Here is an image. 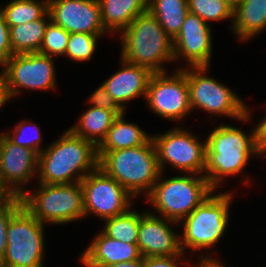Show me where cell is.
<instances>
[{
    "label": "cell",
    "mask_w": 266,
    "mask_h": 267,
    "mask_svg": "<svg viewBox=\"0 0 266 267\" xmlns=\"http://www.w3.org/2000/svg\"><path fill=\"white\" fill-rule=\"evenodd\" d=\"M97 147L69 128L38 155L37 183L81 182L98 167Z\"/></svg>",
    "instance_id": "obj_1"
},
{
    "label": "cell",
    "mask_w": 266,
    "mask_h": 267,
    "mask_svg": "<svg viewBox=\"0 0 266 267\" xmlns=\"http://www.w3.org/2000/svg\"><path fill=\"white\" fill-rule=\"evenodd\" d=\"M250 131L221 123L206 137L204 176L215 191L229 177L242 175L252 157L258 156L255 127Z\"/></svg>",
    "instance_id": "obj_2"
},
{
    "label": "cell",
    "mask_w": 266,
    "mask_h": 267,
    "mask_svg": "<svg viewBox=\"0 0 266 267\" xmlns=\"http://www.w3.org/2000/svg\"><path fill=\"white\" fill-rule=\"evenodd\" d=\"M120 37V58L129 63L159 73L168 71L165 62H174L173 40L149 11L134 18Z\"/></svg>",
    "instance_id": "obj_3"
},
{
    "label": "cell",
    "mask_w": 266,
    "mask_h": 267,
    "mask_svg": "<svg viewBox=\"0 0 266 267\" xmlns=\"http://www.w3.org/2000/svg\"><path fill=\"white\" fill-rule=\"evenodd\" d=\"M98 167L114 178L134 198L152 190L161 173L152 138L144 145L113 151H97Z\"/></svg>",
    "instance_id": "obj_4"
},
{
    "label": "cell",
    "mask_w": 266,
    "mask_h": 267,
    "mask_svg": "<svg viewBox=\"0 0 266 267\" xmlns=\"http://www.w3.org/2000/svg\"><path fill=\"white\" fill-rule=\"evenodd\" d=\"M163 174L160 173L145 200L156 211L149 212L176 223L182 222L215 191L204 175L184 173L164 179Z\"/></svg>",
    "instance_id": "obj_5"
},
{
    "label": "cell",
    "mask_w": 266,
    "mask_h": 267,
    "mask_svg": "<svg viewBox=\"0 0 266 267\" xmlns=\"http://www.w3.org/2000/svg\"><path fill=\"white\" fill-rule=\"evenodd\" d=\"M215 192L179 223L183 226L180 234L183 253L187 252V248L199 252L202 249L208 250L219 243L225 234L229 226L230 206L235 195L233 191L217 194Z\"/></svg>",
    "instance_id": "obj_6"
},
{
    "label": "cell",
    "mask_w": 266,
    "mask_h": 267,
    "mask_svg": "<svg viewBox=\"0 0 266 267\" xmlns=\"http://www.w3.org/2000/svg\"><path fill=\"white\" fill-rule=\"evenodd\" d=\"M38 184L21 196L24 208L43 224H68L85 218L81 183Z\"/></svg>",
    "instance_id": "obj_7"
},
{
    "label": "cell",
    "mask_w": 266,
    "mask_h": 267,
    "mask_svg": "<svg viewBox=\"0 0 266 267\" xmlns=\"http://www.w3.org/2000/svg\"><path fill=\"white\" fill-rule=\"evenodd\" d=\"M208 70L209 67H186L192 111L198 108L209 116H226L249 123L252 118L251 108L231 88L207 75Z\"/></svg>",
    "instance_id": "obj_8"
},
{
    "label": "cell",
    "mask_w": 266,
    "mask_h": 267,
    "mask_svg": "<svg viewBox=\"0 0 266 267\" xmlns=\"http://www.w3.org/2000/svg\"><path fill=\"white\" fill-rule=\"evenodd\" d=\"M44 226L22 206L7 226V246L0 267H44Z\"/></svg>",
    "instance_id": "obj_9"
},
{
    "label": "cell",
    "mask_w": 266,
    "mask_h": 267,
    "mask_svg": "<svg viewBox=\"0 0 266 267\" xmlns=\"http://www.w3.org/2000/svg\"><path fill=\"white\" fill-rule=\"evenodd\" d=\"M154 142L158 165L164 172L166 164L173 166L180 173L204 175L206 166V139L202 142L196 134L173 127L164 133L151 135Z\"/></svg>",
    "instance_id": "obj_10"
},
{
    "label": "cell",
    "mask_w": 266,
    "mask_h": 267,
    "mask_svg": "<svg viewBox=\"0 0 266 267\" xmlns=\"http://www.w3.org/2000/svg\"><path fill=\"white\" fill-rule=\"evenodd\" d=\"M172 74L154 73L149 81L145 100L152 113L170 121L181 122L192 112L186 68L182 66Z\"/></svg>",
    "instance_id": "obj_11"
},
{
    "label": "cell",
    "mask_w": 266,
    "mask_h": 267,
    "mask_svg": "<svg viewBox=\"0 0 266 267\" xmlns=\"http://www.w3.org/2000/svg\"><path fill=\"white\" fill-rule=\"evenodd\" d=\"M6 89L9 99L23 90H54L57 86L53 57L34 52L14 54L5 63ZM24 88V89H23Z\"/></svg>",
    "instance_id": "obj_12"
},
{
    "label": "cell",
    "mask_w": 266,
    "mask_h": 267,
    "mask_svg": "<svg viewBox=\"0 0 266 267\" xmlns=\"http://www.w3.org/2000/svg\"><path fill=\"white\" fill-rule=\"evenodd\" d=\"M80 183L85 218L96 214L97 217L106 220L123 214L132 207L134 197L99 167Z\"/></svg>",
    "instance_id": "obj_13"
},
{
    "label": "cell",
    "mask_w": 266,
    "mask_h": 267,
    "mask_svg": "<svg viewBox=\"0 0 266 267\" xmlns=\"http://www.w3.org/2000/svg\"><path fill=\"white\" fill-rule=\"evenodd\" d=\"M38 154L11 142L5 135L0 146V187L7 195L22 196L37 178ZM35 177V178H34Z\"/></svg>",
    "instance_id": "obj_14"
},
{
    "label": "cell",
    "mask_w": 266,
    "mask_h": 267,
    "mask_svg": "<svg viewBox=\"0 0 266 267\" xmlns=\"http://www.w3.org/2000/svg\"><path fill=\"white\" fill-rule=\"evenodd\" d=\"M210 27L198 15L188 12L180 32L173 39L174 62L182 59L187 63L185 67H210L213 52Z\"/></svg>",
    "instance_id": "obj_15"
},
{
    "label": "cell",
    "mask_w": 266,
    "mask_h": 267,
    "mask_svg": "<svg viewBox=\"0 0 266 267\" xmlns=\"http://www.w3.org/2000/svg\"><path fill=\"white\" fill-rule=\"evenodd\" d=\"M50 19L68 33L106 34L99 0H49Z\"/></svg>",
    "instance_id": "obj_16"
},
{
    "label": "cell",
    "mask_w": 266,
    "mask_h": 267,
    "mask_svg": "<svg viewBox=\"0 0 266 267\" xmlns=\"http://www.w3.org/2000/svg\"><path fill=\"white\" fill-rule=\"evenodd\" d=\"M141 212L138 231V249L142 257L173 256L182 254L180 234L174 228V221L155 215L149 211Z\"/></svg>",
    "instance_id": "obj_17"
},
{
    "label": "cell",
    "mask_w": 266,
    "mask_h": 267,
    "mask_svg": "<svg viewBox=\"0 0 266 267\" xmlns=\"http://www.w3.org/2000/svg\"><path fill=\"white\" fill-rule=\"evenodd\" d=\"M121 68L102 84L111 97L124 109L135 98H146L149 81L154 73L147 68L120 59Z\"/></svg>",
    "instance_id": "obj_18"
},
{
    "label": "cell",
    "mask_w": 266,
    "mask_h": 267,
    "mask_svg": "<svg viewBox=\"0 0 266 267\" xmlns=\"http://www.w3.org/2000/svg\"><path fill=\"white\" fill-rule=\"evenodd\" d=\"M79 257L83 266L97 267L134 261L142 256L137 244L117 241L100 231Z\"/></svg>",
    "instance_id": "obj_19"
},
{
    "label": "cell",
    "mask_w": 266,
    "mask_h": 267,
    "mask_svg": "<svg viewBox=\"0 0 266 267\" xmlns=\"http://www.w3.org/2000/svg\"><path fill=\"white\" fill-rule=\"evenodd\" d=\"M105 31L121 34L138 15L148 11V0H99Z\"/></svg>",
    "instance_id": "obj_20"
},
{
    "label": "cell",
    "mask_w": 266,
    "mask_h": 267,
    "mask_svg": "<svg viewBox=\"0 0 266 267\" xmlns=\"http://www.w3.org/2000/svg\"><path fill=\"white\" fill-rule=\"evenodd\" d=\"M126 110H106L90 106L69 129L79 137L98 147L106 137L114 120Z\"/></svg>",
    "instance_id": "obj_21"
},
{
    "label": "cell",
    "mask_w": 266,
    "mask_h": 267,
    "mask_svg": "<svg viewBox=\"0 0 266 267\" xmlns=\"http://www.w3.org/2000/svg\"><path fill=\"white\" fill-rule=\"evenodd\" d=\"M230 31L244 42L266 29V0H245L235 11Z\"/></svg>",
    "instance_id": "obj_22"
},
{
    "label": "cell",
    "mask_w": 266,
    "mask_h": 267,
    "mask_svg": "<svg viewBox=\"0 0 266 267\" xmlns=\"http://www.w3.org/2000/svg\"><path fill=\"white\" fill-rule=\"evenodd\" d=\"M125 114L119 115L112 123L97 151H113L144 145L150 138L138 124L125 120Z\"/></svg>",
    "instance_id": "obj_23"
},
{
    "label": "cell",
    "mask_w": 266,
    "mask_h": 267,
    "mask_svg": "<svg viewBox=\"0 0 266 267\" xmlns=\"http://www.w3.org/2000/svg\"><path fill=\"white\" fill-rule=\"evenodd\" d=\"M48 20L49 12L42 19L9 27L13 54L39 52Z\"/></svg>",
    "instance_id": "obj_24"
},
{
    "label": "cell",
    "mask_w": 266,
    "mask_h": 267,
    "mask_svg": "<svg viewBox=\"0 0 266 267\" xmlns=\"http://www.w3.org/2000/svg\"><path fill=\"white\" fill-rule=\"evenodd\" d=\"M148 11L173 40L189 12L188 0H148Z\"/></svg>",
    "instance_id": "obj_25"
},
{
    "label": "cell",
    "mask_w": 266,
    "mask_h": 267,
    "mask_svg": "<svg viewBox=\"0 0 266 267\" xmlns=\"http://www.w3.org/2000/svg\"><path fill=\"white\" fill-rule=\"evenodd\" d=\"M9 27L42 19L49 12V0H10L2 9Z\"/></svg>",
    "instance_id": "obj_26"
},
{
    "label": "cell",
    "mask_w": 266,
    "mask_h": 267,
    "mask_svg": "<svg viewBox=\"0 0 266 267\" xmlns=\"http://www.w3.org/2000/svg\"><path fill=\"white\" fill-rule=\"evenodd\" d=\"M140 218L141 212L131 207L123 214L104 220L101 231L117 241L137 244Z\"/></svg>",
    "instance_id": "obj_27"
},
{
    "label": "cell",
    "mask_w": 266,
    "mask_h": 267,
    "mask_svg": "<svg viewBox=\"0 0 266 267\" xmlns=\"http://www.w3.org/2000/svg\"><path fill=\"white\" fill-rule=\"evenodd\" d=\"M40 127L30 120H23L16 123L12 131L4 133L5 136L14 144L23 146L35 151L38 155L44 150L42 148L43 137Z\"/></svg>",
    "instance_id": "obj_28"
},
{
    "label": "cell",
    "mask_w": 266,
    "mask_h": 267,
    "mask_svg": "<svg viewBox=\"0 0 266 267\" xmlns=\"http://www.w3.org/2000/svg\"><path fill=\"white\" fill-rule=\"evenodd\" d=\"M189 12L208 21L234 20V11L224 0H188Z\"/></svg>",
    "instance_id": "obj_29"
},
{
    "label": "cell",
    "mask_w": 266,
    "mask_h": 267,
    "mask_svg": "<svg viewBox=\"0 0 266 267\" xmlns=\"http://www.w3.org/2000/svg\"><path fill=\"white\" fill-rule=\"evenodd\" d=\"M103 34L70 33L65 57L75 62L89 61L97 48V41Z\"/></svg>",
    "instance_id": "obj_30"
},
{
    "label": "cell",
    "mask_w": 266,
    "mask_h": 267,
    "mask_svg": "<svg viewBox=\"0 0 266 267\" xmlns=\"http://www.w3.org/2000/svg\"><path fill=\"white\" fill-rule=\"evenodd\" d=\"M69 37L70 33L61 26L55 24L52 20H49L39 53L53 58L54 56H64Z\"/></svg>",
    "instance_id": "obj_31"
},
{
    "label": "cell",
    "mask_w": 266,
    "mask_h": 267,
    "mask_svg": "<svg viewBox=\"0 0 266 267\" xmlns=\"http://www.w3.org/2000/svg\"><path fill=\"white\" fill-rule=\"evenodd\" d=\"M23 206L21 196L6 195L0 199V262L2 261L6 246V232L10 218Z\"/></svg>",
    "instance_id": "obj_32"
},
{
    "label": "cell",
    "mask_w": 266,
    "mask_h": 267,
    "mask_svg": "<svg viewBox=\"0 0 266 267\" xmlns=\"http://www.w3.org/2000/svg\"><path fill=\"white\" fill-rule=\"evenodd\" d=\"M89 105L99 107L106 110H124L107 92L105 86L101 84L89 96L87 101Z\"/></svg>",
    "instance_id": "obj_33"
},
{
    "label": "cell",
    "mask_w": 266,
    "mask_h": 267,
    "mask_svg": "<svg viewBox=\"0 0 266 267\" xmlns=\"http://www.w3.org/2000/svg\"><path fill=\"white\" fill-rule=\"evenodd\" d=\"M184 255L185 254L182 253L180 255L173 256L143 257L142 267H185V265L188 267H193L194 265L187 261L184 264H180L184 258Z\"/></svg>",
    "instance_id": "obj_34"
},
{
    "label": "cell",
    "mask_w": 266,
    "mask_h": 267,
    "mask_svg": "<svg viewBox=\"0 0 266 267\" xmlns=\"http://www.w3.org/2000/svg\"><path fill=\"white\" fill-rule=\"evenodd\" d=\"M9 26L5 22L4 16L0 11V63H5L13 56L12 47L10 44Z\"/></svg>",
    "instance_id": "obj_35"
},
{
    "label": "cell",
    "mask_w": 266,
    "mask_h": 267,
    "mask_svg": "<svg viewBox=\"0 0 266 267\" xmlns=\"http://www.w3.org/2000/svg\"><path fill=\"white\" fill-rule=\"evenodd\" d=\"M255 139L259 158L266 156V115L255 125Z\"/></svg>",
    "instance_id": "obj_36"
},
{
    "label": "cell",
    "mask_w": 266,
    "mask_h": 267,
    "mask_svg": "<svg viewBox=\"0 0 266 267\" xmlns=\"http://www.w3.org/2000/svg\"><path fill=\"white\" fill-rule=\"evenodd\" d=\"M2 70L0 71V109L8 101H10L7 89H6V70L3 63H0Z\"/></svg>",
    "instance_id": "obj_37"
},
{
    "label": "cell",
    "mask_w": 266,
    "mask_h": 267,
    "mask_svg": "<svg viewBox=\"0 0 266 267\" xmlns=\"http://www.w3.org/2000/svg\"><path fill=\"white\" fill-rule=\"evenodd\" d=\"M206 253V255H201L197 261L198 263H196L194 265V267H227L225 265H223V263L220 261V259L218 260V258H214L213 254L211 256H209V254Z\"/></svg>",
    "instance_id": "obj_38"
},
{
    "label": "cell",
    "mask_w": 266,
    "mask_h": 267,
    "mask_svg": "<svg viewBox=\"0 0 266 267\" xmlns=\"http://www.w3.org/2000/svg\"><path fill=\"white\" fill-rule=\"evenodd\" d=\"M142 265H143V257L134 261H125L113 265L97 266V267H142Z\"/></svg>",
    "instance_id": "obj_39"
},
{
    "label": "cell",
    "mask_w": 266,
    "mask_h": 267,
    "mask_svg": "<svg viewBox=\"0 0 266 267\" xmlns=\"http://www.w3.org/2000/svg\"><path fill=\"white\" fill-rule=\"evenodd\" d=\"M235 11L245 0H224Z\"/></svg>",
    "instance_id": "obj_40"
},
{
    "label": "cell",
    "mask_w": 266,
    "mask_h": 267,
    "mask_svg": "<svg viewBox=\"0 0 266 267\" xmlns=\"http://www.w3.org/2000/svg\"><path fill=\"white\" fill-rule=\"evenodd\" d=\"M7 194L2 190V188L0 187V199H2L3 197H5Z\"/></svg>",
    "instance_id": "obj_41"
},
{
    "label": "cell",
    "mask_w": 266,
    "mask_h": 267,
    "mask_svg": "<svg viewBox=\"0 0 266 267\" xmlns=\"http://www.w3.org/2000/svg\"><path fill=\"white\" fill-rule=\"evenodd\" d=\"M5 134H4V132L2 133V132H0V146H1V142H2V139H3V136H4Z\"/></svg>",
    "instance_id": "obj_42"
}]
</instances>
